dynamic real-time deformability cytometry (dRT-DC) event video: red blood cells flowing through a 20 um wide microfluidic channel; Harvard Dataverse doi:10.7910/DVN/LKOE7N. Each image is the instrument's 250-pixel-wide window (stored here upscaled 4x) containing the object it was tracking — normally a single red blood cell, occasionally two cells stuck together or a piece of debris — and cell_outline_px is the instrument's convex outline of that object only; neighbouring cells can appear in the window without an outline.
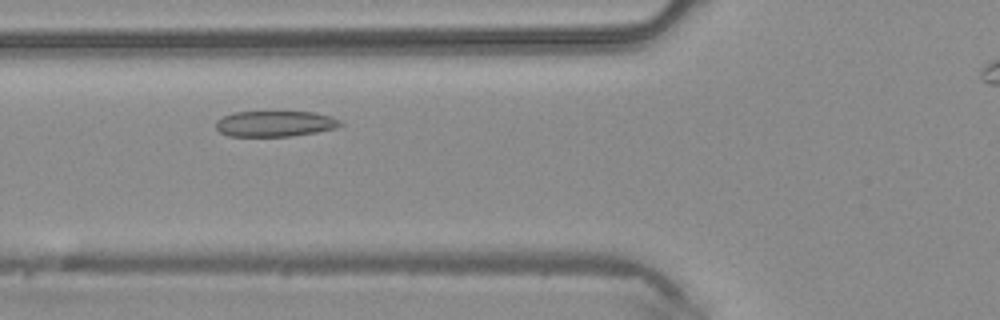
{"species": "common noctule bat (a hibernating species)", "species_latin": "Nyctalus noctula", "temperature_condition": "warm", "stored_images_in_passage": 3, "camera_frame_rate_fps": 3000, "um_per_image_px": 0.085, "animal": {"sex": "male", "body_mass_g": 20.4}, "frame": {"image": 1, "passage_image": 3, "time_ms": 0.667, "image_size_px": [1000, 320], "cell_outline_px": [[344, 124], [336, 128], [316, 132], [288, 136], [228, 136], [220, 132], [216, 128], [216, 120], [232, 112], [312, 112], [332, 116], [340, 120]], "centroid_in_image_um": [23.38, 10.51], "position_along_channel_um": 102.4, "area_um2": 18.67}}